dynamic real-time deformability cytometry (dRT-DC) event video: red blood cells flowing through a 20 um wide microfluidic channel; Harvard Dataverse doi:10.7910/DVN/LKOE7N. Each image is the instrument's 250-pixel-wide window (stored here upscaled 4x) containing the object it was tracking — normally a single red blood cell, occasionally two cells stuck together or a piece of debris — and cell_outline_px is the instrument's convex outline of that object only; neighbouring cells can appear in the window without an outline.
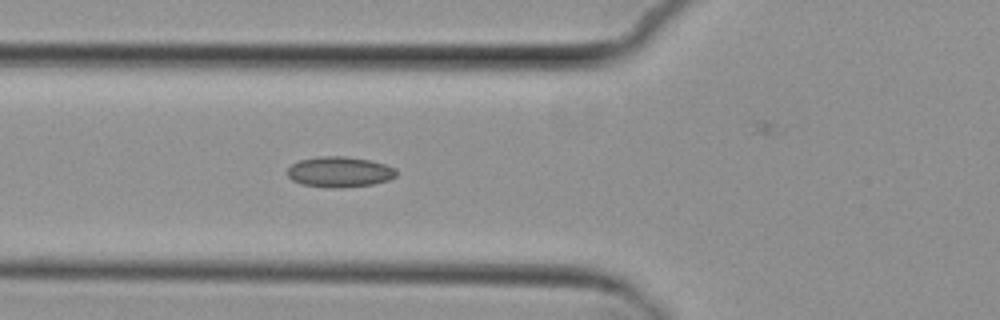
{"species": "common noctule bat (a hibernating species)", "species_latin": "Nyctalus noctula", "temperature_condition": "cold", "stored_images_in_passage": 5, "camera_frame_rate_fps": 3000, "um_per_image_px": 0.085, "animal": {"sex": "female", "body_mass_g": 29.2, "forearm_length_mm": 56.3}, "frame": {"image": 1, "passage_image": 5, "time_ms": 4.667, "image_size_px": [1000, 320], "cell_outline_px": [[396, 176], [388, 180], [372, 184], [340, 188], [328, 188], [300, 184], [292, 180], [284, 172], [292, 164], [300, 160], [320, 156], [344, 156], [368, 160], [384, 164], [396, 168]], "centroid_in_image_um": [28.82, 14.62], "position_along_channel_um": 97.0, "area_um2": 19.48}}